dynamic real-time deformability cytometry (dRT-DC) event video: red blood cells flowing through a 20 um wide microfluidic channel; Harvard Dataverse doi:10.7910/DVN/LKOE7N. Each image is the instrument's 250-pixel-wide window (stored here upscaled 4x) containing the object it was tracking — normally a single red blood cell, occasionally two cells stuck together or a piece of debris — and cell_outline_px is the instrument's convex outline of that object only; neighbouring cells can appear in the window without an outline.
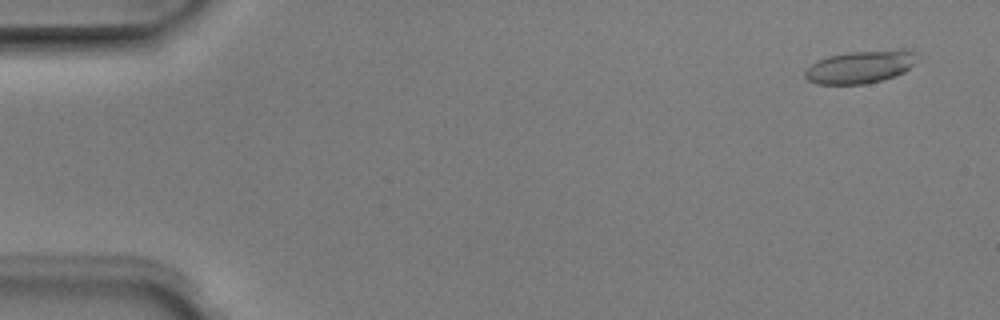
{"species": "Egyptian fruit bat (a non-hibernating species)", "species_latin": "Rousettus aegyptiacus", "temperature_condition": "room temperature", "stored_images_in_passage": 6, "camera_frame_rate_fps": 3000, "um_per_image_px": 0.085, "animal": {"sex": "male"}, "frame": {"image": 1, "passage_image": 1, "time_ms": 0.0, "image_size_px": [1000, 320], "cell_outline_px": [[920, 60], [904, 72], [896, 76], [864, 84], [816, 84], [808, 80], [804, 76], [804, 72], [816, 60], [828, 56], [848, 52], [900, 48], [912, 48], [920, 56]], "centroid_in_image_um": [73.23, 5.65], "position_along_channel_um": 11.8, "area_um2": 22.02}}
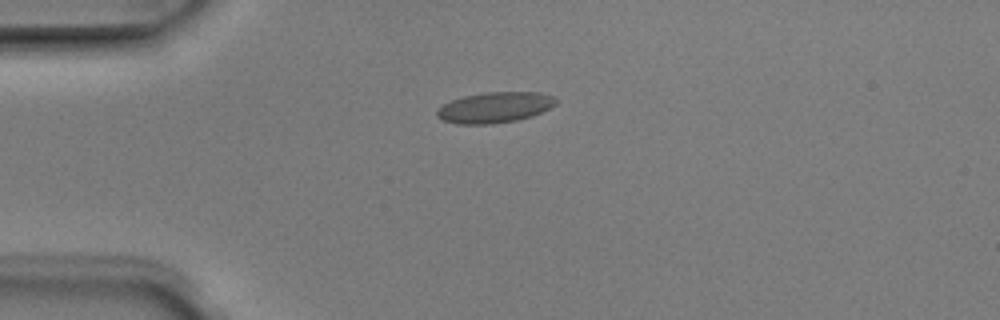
{"frame": {"image": 2, "passage_image": 4, "time_ms": 1.0, "image_size_px": [1000, 320], "cell_outline_px": [[560, 100], [556, 104], [532, 116], [516, 120], [492, 124], [460, 124], [444, 120], [436, 116], [436, 108], [452, 100], [464, 96], [484, 92], [540, 92], [556, 96]], "centroid_in_image_um": [42.08, 9.12], "position_along_channel_um": 42.9, "area_um2": 21.39}}
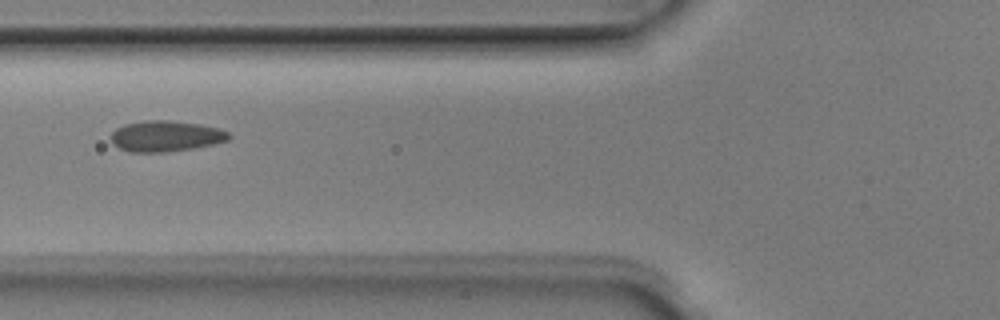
{"frame": {"image": 3, "passage_image": 6, "time_ms": 1.667, "image_size_px": [1000, 320], "cell_outline_px": [[232, 136], [228, 140], [212, 144], [192, 148], [164, 152], [128, 152], [112, 144], [112, 132], [116, 128], [124, 124], [144, 120], [168, 120], [200, 124], [220, 128], [228, 132]], "centroid_in_image_um": [14.08, 11.56], "position_along_channel_um": 111.7, "area_um2": 21.21}}